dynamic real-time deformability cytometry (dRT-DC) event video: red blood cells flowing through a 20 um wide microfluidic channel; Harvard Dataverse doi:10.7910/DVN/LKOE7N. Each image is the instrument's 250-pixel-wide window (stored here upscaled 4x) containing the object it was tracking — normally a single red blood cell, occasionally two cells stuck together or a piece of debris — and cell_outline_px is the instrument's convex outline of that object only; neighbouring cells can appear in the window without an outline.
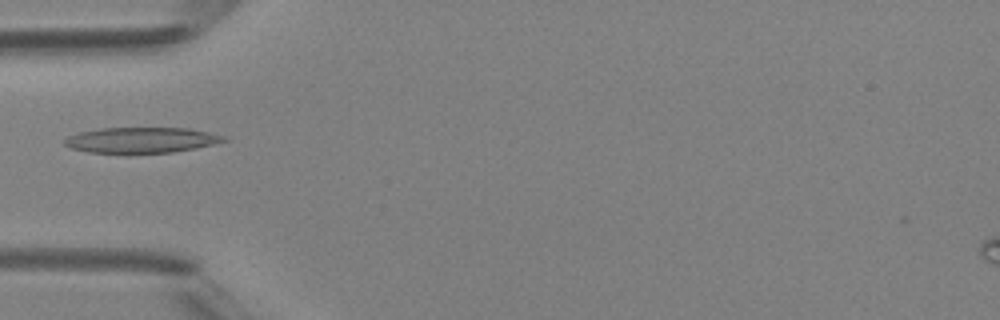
{"species": "Egyptian fruit bat (a non-hibernating species)", "species_latin": "Rousettus aegyptiacus", "temperature_condition": "room temperature", "stored_images_in_passage": 2, "camera_frame_rate_fps": 3000, "um_per_image_px": 0.085, "animal": {"sex": "female"}, "frame": {"image": 1, "passage_image": 2, "time_ms": 1.333, "image_size_px": [1000, 320], "cell_outline_px": [[228, 140], [196, 148], [172, 152], [88, 152], [68, 148], [64, 144], [64, 140], [68, 136], [80, 132], [100, 128], [188, 128], [208, 132], [224, 136]], "centroid_in_image_um": [11.98, 11.89], "position_along_channel_um": 73.0, "area_um2": 23.41}}